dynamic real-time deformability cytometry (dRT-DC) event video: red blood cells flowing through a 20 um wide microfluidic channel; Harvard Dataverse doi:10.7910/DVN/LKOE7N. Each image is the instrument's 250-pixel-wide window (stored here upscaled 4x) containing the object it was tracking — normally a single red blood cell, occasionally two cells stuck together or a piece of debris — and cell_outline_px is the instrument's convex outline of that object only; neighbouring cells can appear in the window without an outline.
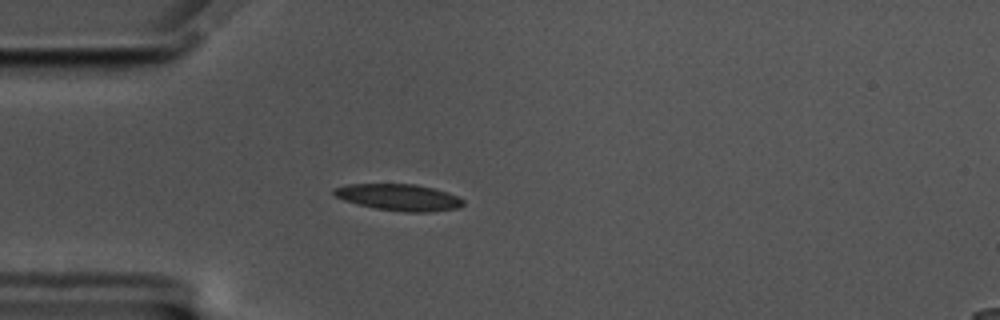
{"species": "common noctule bat (a hibernating species)", "species_latin": "Nyctalus noctula", "temperature_condition": "cold", "stored_images_in_passage": 43, "camera_frame_rate_fps": 3000, "um_per_image_px": 0.085, "animal": {"sex": "male", "body_mass_g": 17.5, "forearm_length_mm": 52.3}, "frame": {"image": 1, "passage_image": 1, "time_ms": 0.0, "image_size_px": [1000, 320], "cell_outline_px": [[464, 204], [460, 208], [428, 212], [404, 212], [376, 208], [344, 200], [336, 196], [332, 192], [332, 188], [348, 184], [416, 184], [448, 192], [464, 200]], "centroid_in_image_um": [33.92, 16.77], "position_along_channel_um": 51.1, "area_um2": 19.94}}
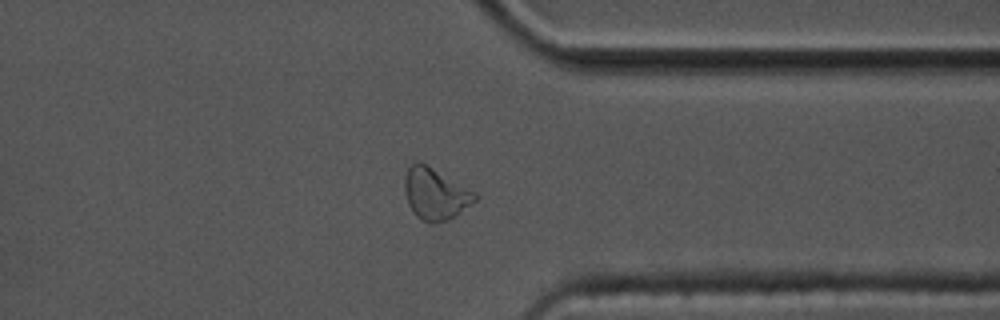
{"frame": {"image": 2, "passage_image": 30, "time_ms": 9.667, "image_size_px": [1000, 320], "cell_outline_px": [[476, 200], [456, 216], [448, 220], [432, 224], [428, 224], [416, 216], [408, 204], [404, 192], [404, 180], [408, 168], [416, 160], [420, 160], [476, 192]], "centroid_in_image_um": [36.98, 16.48], "position_along_channel_um": 374.4, "area_um2": 21.39}}
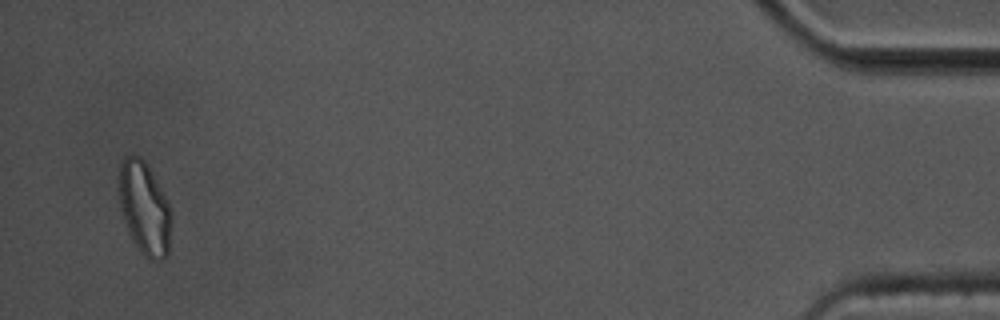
{"frame": {"image": 3, "passage_image": 41, "time_ms": 13.333, "image_size_px": [1000, 320], "cell_outline_px": [[172, 220], [168, 256], [164, 260], [148, 260], [140, 252], [132, 240], [128, 232], [120, 208], [120, 164], [124, 156], [140, 156], [148, 164], [172, 212]], "centroid_in_image_um": [12.3, 17.75], "position_along_channel_um": 422.9, "area_um2": 28.44}, "authors_computed_cell_mechanics": {"area_um2": 19.5942, "velocity_mm_per_s": 3.4836, "shape_relaxation_time_tau1_ms": 4.6335, "shape_relaxation_time_tau2_ms": 2.5068, "deformation_change_tau1": 0.1272, "deformation_change_tau2": 0.0954}}